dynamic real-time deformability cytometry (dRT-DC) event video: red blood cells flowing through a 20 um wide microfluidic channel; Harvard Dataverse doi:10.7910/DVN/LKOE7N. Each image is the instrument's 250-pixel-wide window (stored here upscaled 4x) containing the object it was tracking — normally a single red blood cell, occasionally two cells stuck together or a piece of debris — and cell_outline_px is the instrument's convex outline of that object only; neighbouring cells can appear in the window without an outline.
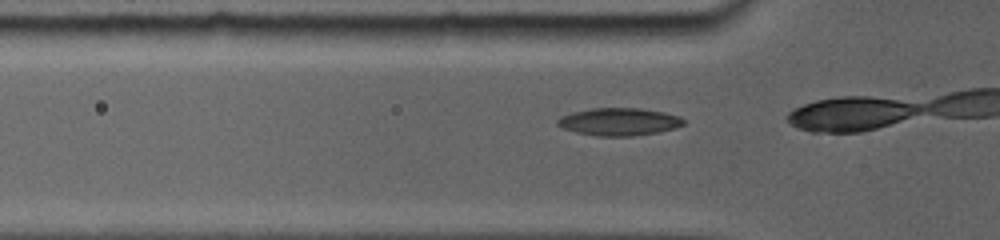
{"species": "common noctule bat (a hibernating species)", "species_latin": "Nyctalus noctula", "temperature_condition": "room temperature", "stored_images_in_passage": 8, "camera_frame_rate_fps": 5000, "um_per_image_px": 0.085, "animal": {"sex": "female", "body_mass_g": 19.0, "forearm_length_mm": 56.7}, "frame": {"image": 1, "passage_image": 2, "time_ms": 0.4, "image_size_px": [1000, 240], "cell_outline_px": [[684, 124], [672, 128], [656, 132], [628, 136], [600, 136], [580, 132], [564, 128], [556, 124], [556, 120], [560, 116], [572, 112], [592, 108], [640, 108], [664, 112], [680, 116], [684, 120]], "centroid_in_image_um": [52.6, 10.33], "position_along_channel_um": 73.2, "area_um2": 19.94}}
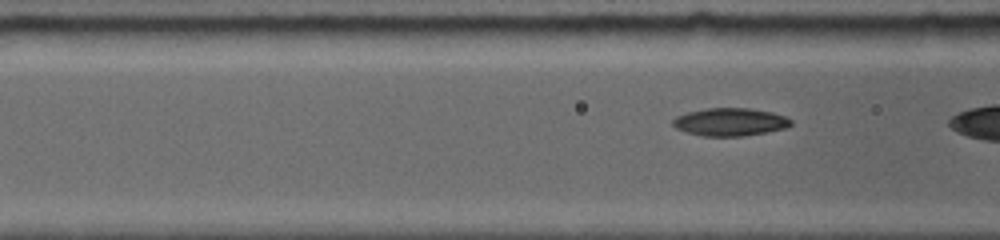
{"frame": {"image": 2, "passage_image": 5, "time_ms": 1.2, "image_size_px": [1000, 240], "cell_outline_px": [[792, 124], [784, 128], [764, 132], [740, 136], [704, 136], [688, 132], [676, 128], [672, 124], [672, 120], [676, 116], [688, 112], [708, 108], [748, 108], [772, 112], [784, 116], [792, 120]], "centroid_in_image_um": [62.04, 10.36], "position_along_channel_um": 104.6, "area_um2": 18.9}}